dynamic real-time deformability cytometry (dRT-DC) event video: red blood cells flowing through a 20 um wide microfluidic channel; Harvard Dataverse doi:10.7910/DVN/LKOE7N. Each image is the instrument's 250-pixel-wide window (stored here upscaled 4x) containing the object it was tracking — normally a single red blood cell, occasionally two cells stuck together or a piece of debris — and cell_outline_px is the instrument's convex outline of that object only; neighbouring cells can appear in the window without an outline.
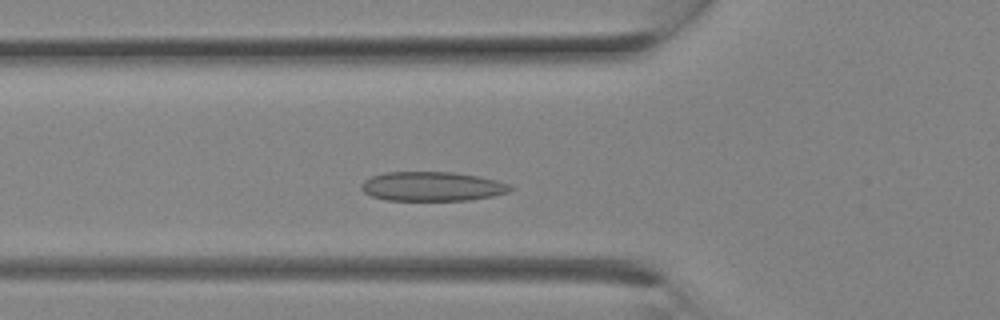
{"species": "Egyptian fruit bat (a non-hibernating species)", "species_latin": "Rousettus aegyptiacus", "temperature_condition": "room temperature", "stored_images_in_passage": 13, "camera_frame_rate_fps": 3000, "um_per_image_px": 0.085, "animal": {"sex": "female"}, "frame": {"image": 1, "passage_image": 4, "time_ms": 1.0, "image_size_px": [1000, 320], "cell_outline_px": [[512, 188], [508, 192], [492, 196], [468, 200], [384, 200], [372, 196], [364, 192], [360, 188], [360, 184], [364, 180], [372, 176], [384, 172], [452, 172], [480, 176], [496, 180], [508, 184]], "centroid_in_image_um": [36.69, 15.84], "position_along_channel_um": 89.1, "area_um2": 25.43}}
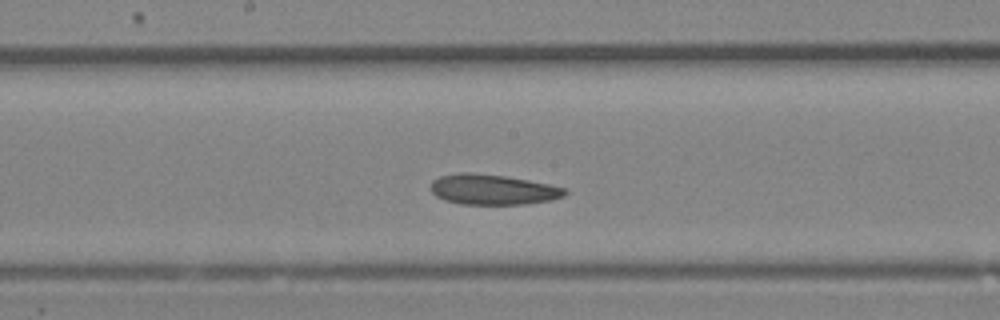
{"frame": {"image": 2, "passage_image": 9, "time_ms": 2.667, "image_size_px": [1000, 320], "cell_outline_px": [[568, 192], [564, 196], [552, 200], [524, 204], [460, 204], [444, 200], [436, 196], [432, 192], [432, 180], [440, 176], [460, 172], [468, 172], [504, 176], [528, 180], [568, 188]], "centroid_in_image_um": [41.91, 16.11], "position_along_channel_um": 206.3, "area_um2": 23.7}}
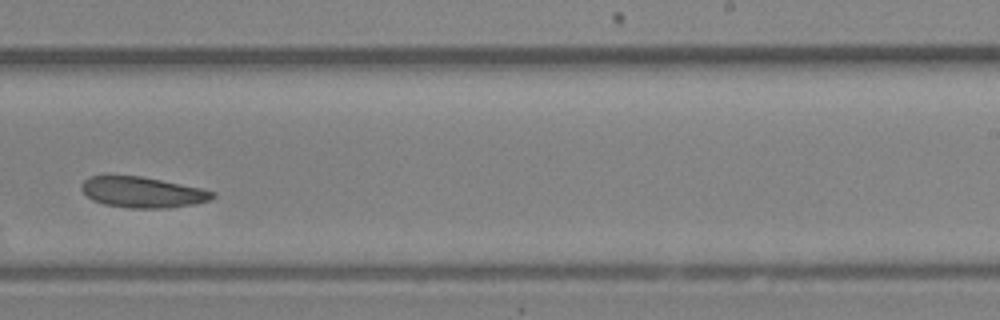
{"frame": {"image": 3, "passage_image": 12, "time_ms": 3.667, "image_size_px": [1000, 320], "cell_outline_px": [[216, 196], [212, 200], [192, 204], [168, 208], [128, 208], [104, 204], [92, 200], [80, 188], [80, 184], [88, 176], [140, 176], [200, 188], [216, 192]], "centroid_in_image_um": [12.11, 16.35], "position_along_channel_um": 276.9, "area_um2": 23.41}}